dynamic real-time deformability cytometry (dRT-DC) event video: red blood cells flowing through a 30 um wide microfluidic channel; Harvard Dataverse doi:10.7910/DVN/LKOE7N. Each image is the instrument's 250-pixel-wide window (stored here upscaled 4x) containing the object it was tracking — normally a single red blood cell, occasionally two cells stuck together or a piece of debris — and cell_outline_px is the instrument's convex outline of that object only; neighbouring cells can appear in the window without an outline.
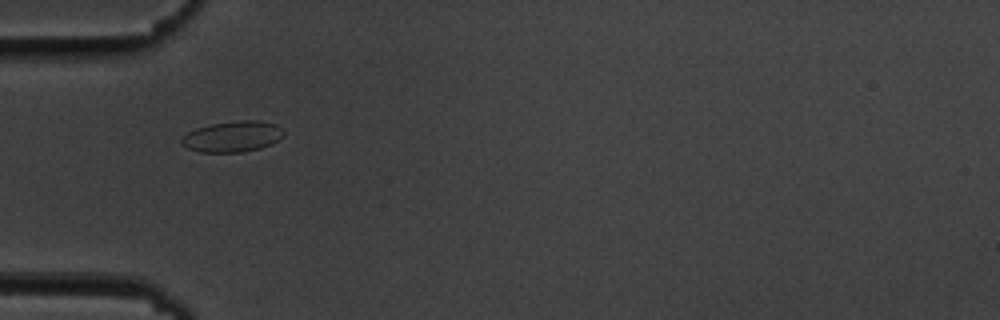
{"species": "common noctule bat (a hibernating species)", "species_latin": "Nyctalus noctula", "temperature_condition": "cold", "stored_images_in_passage": 33, "camera_frame_rate_fps": 3000, "um_per_image_px": 0.085, "animal": {"sex": "male", "body_mass_g": 19.5, "forearm_length_mm": 54.6}, "frame": {"image": 1, "passage_image": 2, "time_ms": 0.333, "image_size_px": [1000, 320], "cell_outline_px": [[284, 136], [272, 144], [260, 148], [240, 152], [200, 152], [188, 148], [180, 144], [180, 140], [188, 132], [196, 128], [208, 124], [240, 120], [256, 120], [276, 124], [284, 132]], "centroid_in_image_um": [19.76, 11.6], "position_along_channel_um": 65.2, "area_um2": 18.44}}
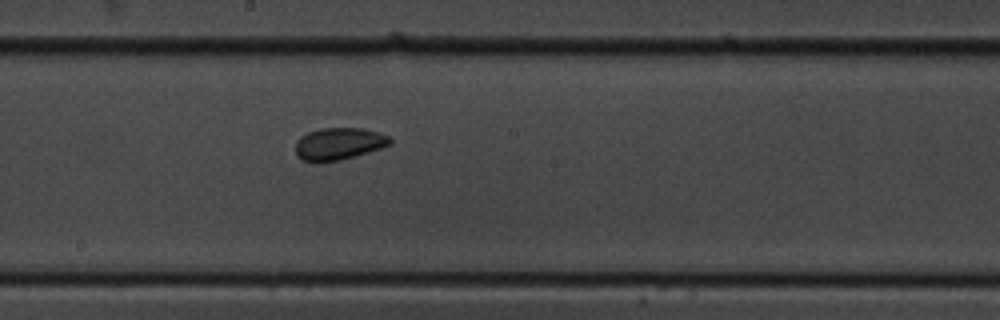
{"frame": {"image": 2, "passage_image": 15, "time_ms": 4.667, "image_size_px": [1000, 320], "cell_outline_px": [[392, 144], [356, 156], [340, 160], [316, 164], [304, 160], [296, 156], [296, 140], [300, 136], [308, 132], [320, 128], [364, 128], [388, 136], [392, 140]], "centroid_in_image_um": [28.76, 12.24], "position_along_channel_um": 219.4, "area_um2": 17.98}}
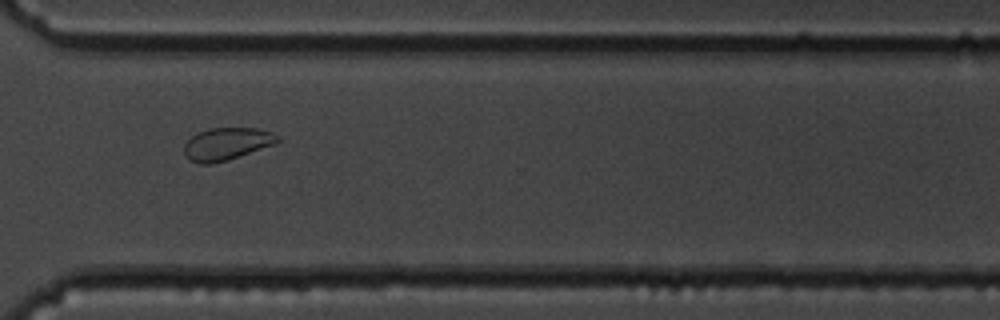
{"frame": {"image": 3, "passage_image": 26, "time_ms": 8.333, "image_size_px": [1000, 320], "cell_outline_px": [[280, 140], [276, 144], [228, 160], [212, 164], [200, 164], [188, 160], [184, 152], [184, 144], [192, 136], [208, 128], [256, 128], [272, 132], [280, 136]], "centroid_in_image_um": [19.28, 12.24], "position_along_channel_um": 351.3, "area_um2": 17.8}, "authors_computed_cell_mechanics": {"area_um2": 17.8024, "velocity_mm_per_s": 3.5909, "shape_relaxation_time_tau1_ms": null, "shape_relaxation_time_tau2_ms": 1.2658, "deformation_change_tau1": null, "deformation_change_tau2": 0.0552}}